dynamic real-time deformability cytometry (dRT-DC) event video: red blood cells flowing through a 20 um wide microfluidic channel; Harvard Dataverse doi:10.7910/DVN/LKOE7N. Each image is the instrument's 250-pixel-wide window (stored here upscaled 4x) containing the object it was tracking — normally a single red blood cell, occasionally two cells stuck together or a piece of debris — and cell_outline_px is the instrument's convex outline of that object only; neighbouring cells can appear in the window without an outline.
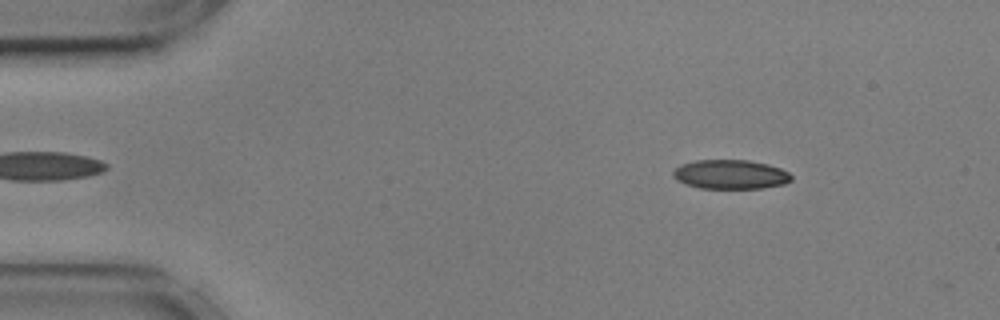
{"species": "common noctule bat (a hibernating species)", "species_latin": "Nyctalus noctula", "temperature_condition": "cold", "stored_images_in_passage": 54, "camera_frame_rate_fps": 3000, "um_per_image_px": 0.085, "animal": {"sex": "male", "body_mass_g": 17.9, "forearm_length_mm": 54.2}, "frame": {"image": 1, "passage_image": 5, "time_ms": 1.333, "image_size_px": [1000, 320], "cell_outline_px": [[792, 180], [784, 184], [764, 188], [700, 188], [684, 184], [676, 180], [672, 176], [672, 172], [680, 164], [696, 160], [748, 160], [768, 164], [780, 168], [788, 172], [792, 176]], "centroid_in_image_um": [62.07, 14.82], "position_along_channel_um": 22.9, "area_um2": 20.29}}
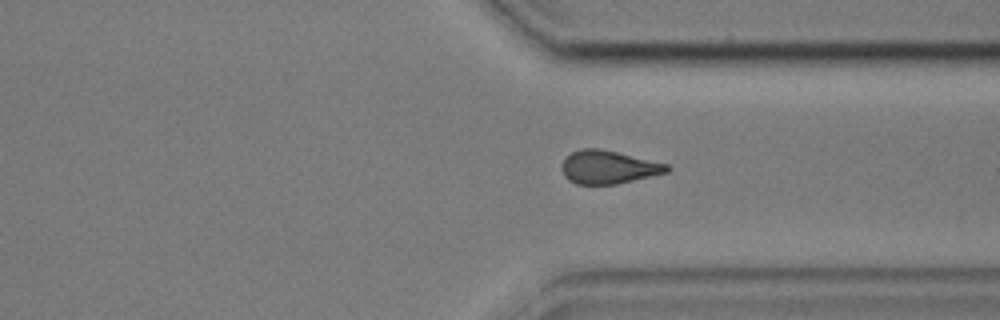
{"frame": {"image": 2, "passage_image": 39, "time_ms": 12.667, "image_size_px": [1000, 320], "cell_outline_px": [[672, 168], [668, 172], [616, 184], [576, 184], [568, 180], [564, 176], [560, 168], [560, 164], [572, 152], [580, 148], [600, 148], [668, 164]], "centroid_in_image_um": [51.69, 14.2], "position_along_channel_um": 359.7, "area_um2": 20.4}}
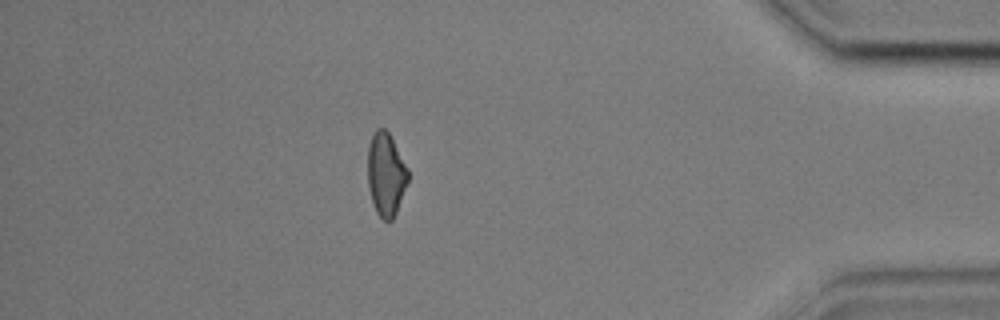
{"frame": {"image": 3, "passage_image": 46, "time_ms": 15.0, "image_size_px": [1000, 320], "cell_outline_px": [[408, 180], [396, 212], [392, 220], [384, 220], [376, 212], [368, 188], [368, 144], [376, 128], [384, 128], [388, 132], [408, 168]], "centroid_in_image_um": [32.79, 14.8], "position_along_channel_um": 402.4, "area_um2": 19.31}, "authors_computed_cell_mechanics": {"area_um2": 20.808, "velocity_mm_per_s": 3.5981, "shape_relaxation_time_tau1_ms": 6.5539, "shape_relaxation_time_tau2_ms": 4.6762, "deformation_change_tau1": 0.1348, "deformation_change_tau2": 0.0949}}